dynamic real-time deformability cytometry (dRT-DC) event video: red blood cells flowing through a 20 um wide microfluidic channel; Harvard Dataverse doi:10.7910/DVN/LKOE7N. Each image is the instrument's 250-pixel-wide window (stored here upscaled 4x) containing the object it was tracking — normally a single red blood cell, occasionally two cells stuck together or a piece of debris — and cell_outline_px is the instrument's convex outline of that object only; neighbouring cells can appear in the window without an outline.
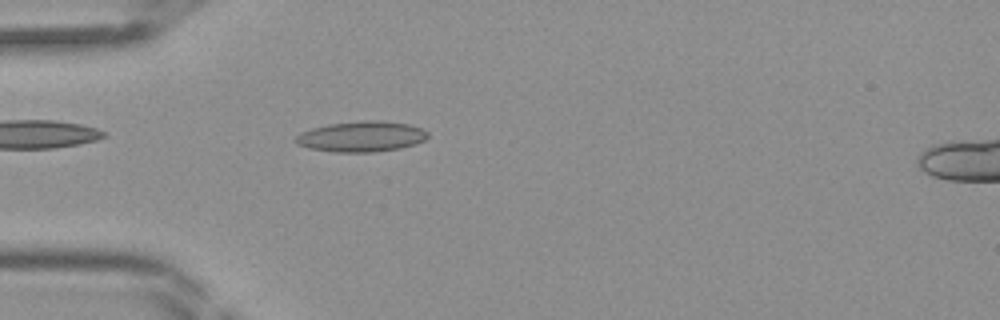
{"species": "Egyptian fruit bat (a non-hibernating species)", "species_latin": "Rousettus aegyptiacus", "temperature_condition": "room temperature", "stored_images_in_passage": 43, "camera_frame_rate_fps": 3000, "um_per_image_px": 0.085, "frame": {"image": 1, "passage_image": 12, "time_ms": 3.667, "image_size_px": [1000, 320], "cell_outline_px": [[428, 136], [424, 140], [416, 144], [400, 148], [376, 152], [336, 152], [308, 148], [296, 144], [292, 140], [300, 132], [312, 128], [328, 124], [364, 120], [380, 120], [408, 124], [424, 128], [428, 132]], "centroid_in_image_um": [30.71, 11.6], "position_along_channel_um": 54.3, "area_um2": 23.81}}
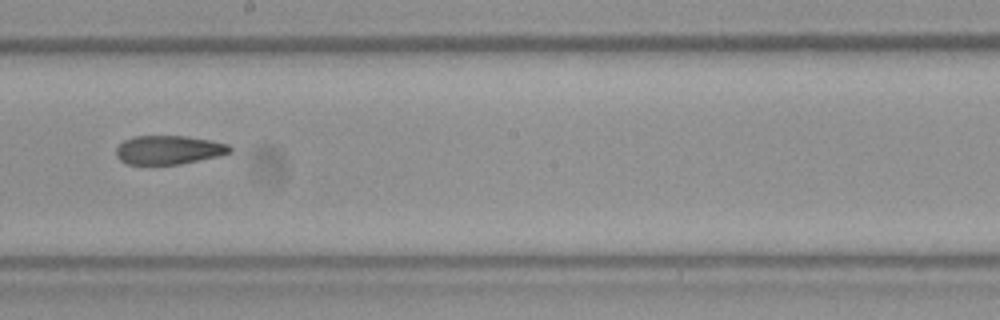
{"frame": {"image": 2, "passage_image": 24, "time_ms": 7.667, "image_size_px": [1000, 320], "cell_outline_px": [[232, 152], [220, 156], [180, 164], [128, 164], [120, 160], [116, 156], [116, 148], [124, 140], [136, 136], [184, 136], [212, 140], [228, 144], [232, 148]], "centroid_in_image_um": [14.37, 12.74], "position_along_channel_um": 233.8, "area_um2": 19.13}}
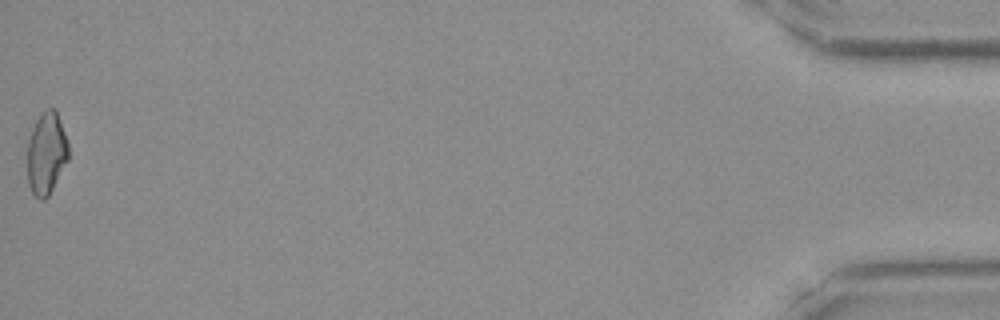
{"frame": {"image": 3, "passage_image": 43, "time_ms": 14.0, "image_size_px": [1000, 320], "cell_outline_px": [[68, 160], [48, 196], [44, 200], [40, 200], [32, 192], [28, 184], [28, 140], [32, 128], [40, 112], [44, 108], [56, 108], [68, 144]], "centroid_in_image_um": [3.94, 12.99], "position_along_channel_um": 431.3, "area_um2": 19.71}}